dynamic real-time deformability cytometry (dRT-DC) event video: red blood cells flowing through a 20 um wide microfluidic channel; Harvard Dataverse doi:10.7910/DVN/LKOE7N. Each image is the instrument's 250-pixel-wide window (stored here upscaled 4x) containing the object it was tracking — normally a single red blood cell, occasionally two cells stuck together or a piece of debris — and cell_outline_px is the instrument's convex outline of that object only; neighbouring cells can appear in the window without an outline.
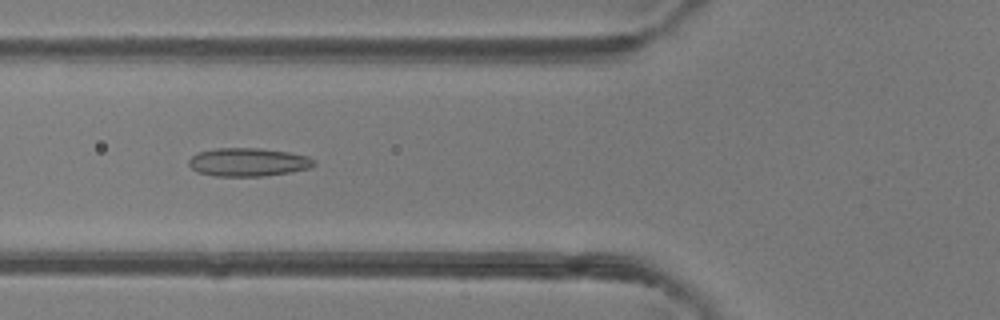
{"species": "common noctule bat (a hibernating species)", "species_latin": "Nyctalus noctula", "temperature_condition": "room temperature", "stored_images_in_passage": 40, "camera_frame_rate_fps": 3000, "um_per_image_px": 0.085, "animal": {"sex": "female"}, "frame": {"image": 1, "passage_image": 17, "time_ms": 5.333, "image_size_px": [1000, 320], "cell_outline_px": [[316, 164], [308, 168], [292, 172], [264, 176], [212, 176], [196, 172], [188, 164], [188, 160], [196, 152], [216, 148], [260, 148], [288, 152], [308, 156], [316, 160]], "centroid_in_image_um": [21.07, 13.78], "position_along_channel_um": 104.7, "area_um2": 20.92}}
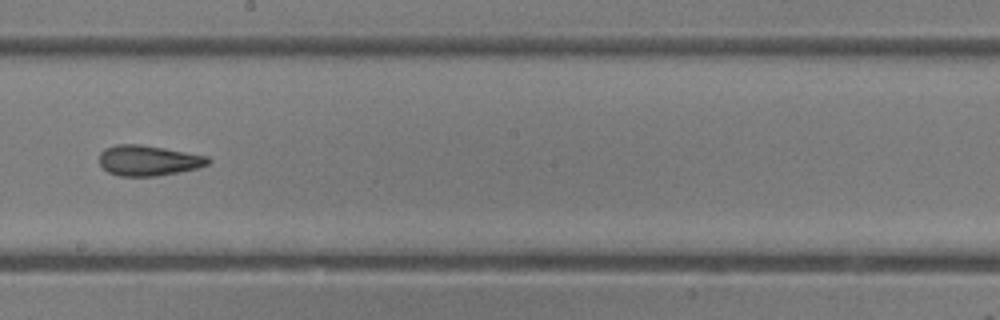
{"frame": {"image": 2, "passage_image": 26, "time_ms": 8.333, "image_size_px": [1000, 320], "cell_outline_px": [[212, 160], [208, 164], [196, 168], [156, 176], [120, 176], [108, 172], [100, 164], [100, 152], [104, 148], [116, 144], [140, 144], [164, 148], [208, 156]], "centroid_in_image_um": [12.59, 13.63], "position_along_channel_um": 235.6, "area_um2": 19.19}}
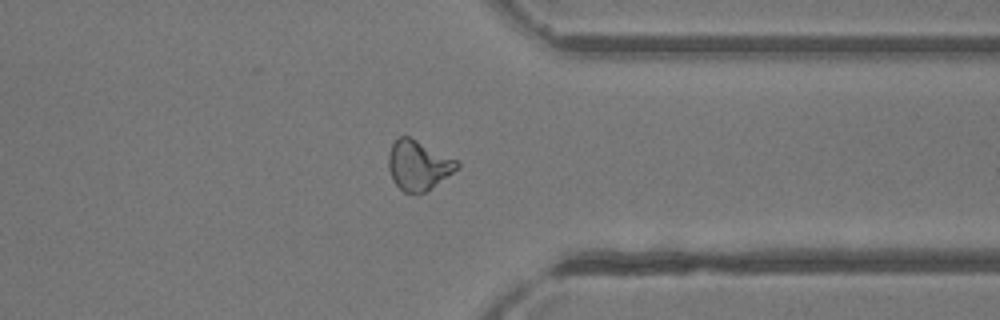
{"frame": {"image": 3, "passage_image": 36, "time_ms": 11.667, "image_size_px": [1000, 320], "cell_outline_px": [[460, 168], [424, 192], [416, 196], [404, 192], [392, 180], [388, 168], [388, 152], [392, 144], [400, 136], [408, 136], [456, 160], [460, 164]], "centroid_in_image_um": [35.53, 14.08], "position_along_channel_um": 375.9, "area_um2": 19.77}, "authors_computed_cell_mechanics": {"area_um2": 19.7098, "velocity_mm_per_s": 4.3538, "shape_relaxation_time_tau1_ms": 10.0981, "shape_relaxation_time_tau2_ms": 2.7088, "deformation_change_tau1": 0.1879, "deformation_change_tau2": 0.1062}}